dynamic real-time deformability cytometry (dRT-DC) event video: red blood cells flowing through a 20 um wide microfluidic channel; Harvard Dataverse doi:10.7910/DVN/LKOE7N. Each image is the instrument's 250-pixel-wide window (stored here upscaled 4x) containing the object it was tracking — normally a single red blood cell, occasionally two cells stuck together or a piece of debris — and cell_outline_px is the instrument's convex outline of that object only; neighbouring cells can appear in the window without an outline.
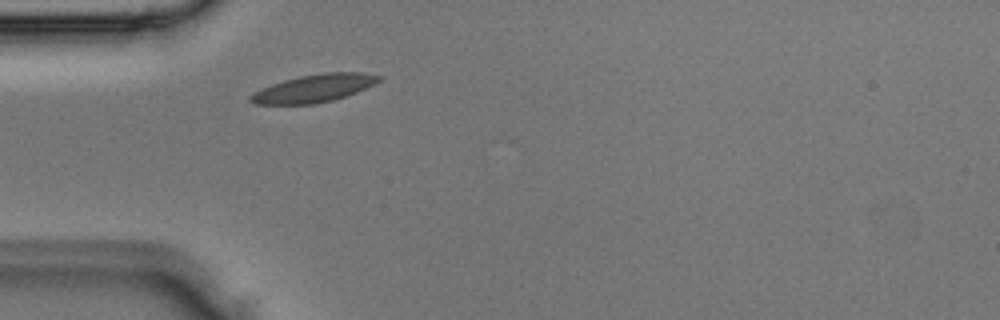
{"species": "Egyptian fruit bat (a non-hibernating species)", "species_latin": "Rousettus aegyptiacus", "temperature_condition": "room temperature", "stored_images_in_passage": 1, "camera_frame_rate_fps": 3000, "um_per_image_px": 0.085, "animal": {"sex": "male"}, "frame": {"image": 1, "passage_image": 1, "time_ms": 0.0, "image_size_px": [1000, 320], "cell_outline_px": [[384, 76], [380, 80], [356, 92], [332, 100], [312, 104], [256, 104], [248, 100], [248, 96], [252, 92], [272, 84], [284, 80], [300, 76], [324, 72], [360, 72]], "centroid_in_image_um": [26.65, 7.5], "position_along_channel_um": 58.4, "area_um2": 20.58}}